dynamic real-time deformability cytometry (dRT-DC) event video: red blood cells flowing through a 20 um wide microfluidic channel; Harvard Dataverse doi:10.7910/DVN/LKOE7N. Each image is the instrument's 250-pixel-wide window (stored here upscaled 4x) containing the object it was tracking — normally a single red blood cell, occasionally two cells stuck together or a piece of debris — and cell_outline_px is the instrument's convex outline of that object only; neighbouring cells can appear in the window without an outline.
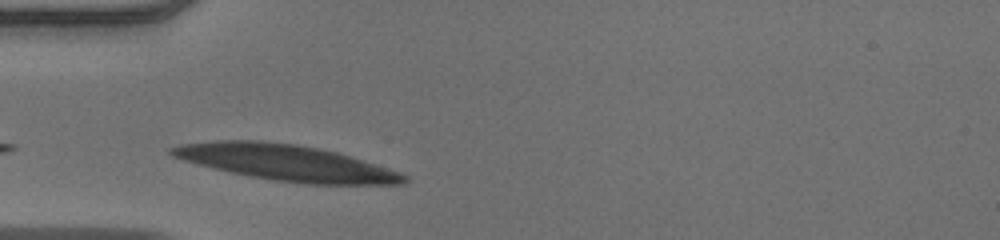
{"species": "human", "species_latin": "Homo sapiens", "temperature_condition": "warm", "stored_images_in_passage": 28, "camera_frame_rate_fps": 3000, "um_per_image_px": 0.085, "donor": {"sex": "male"}, "frame": {"image": 1, "passage_image": 1, "time_ms": 0.0, "image_size_px": [1000, 240], "cell_outline_px": [[408, 180], [400, 184], [304, 184], [272, 180], [232, 172], [200, 164], [176, 156], [168, 152], [168, 148], [184, 144], [220, 140], [256, 140], [296, 144], [336, 152], [400, 172], [408, 176]], "centroid_in_image_um": [24.37, 13.83], "position_along_channel_um": 60.6, "area_um2": 47.57}}
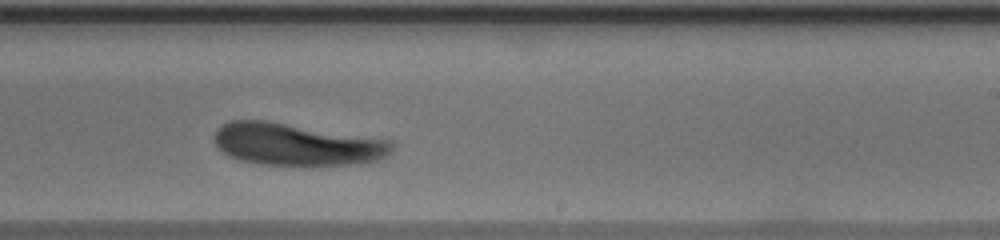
{"frame": {"image": 2, "passage_image": 17, "time_ms": 5.333, "image_size_px": [1000, 240], "cell_outline_px": [[392, 148], [384, 156], [376, 160], [360, 164], [260, 164], [240, 160], [224, 152], [216, 144], [216, 128], [232, 120], [264, 120], [388, 140], [392, 144]], "centroid_in_image_um": [25.17, 12.26], "position_along_channel_um": 263.8, "area_um2": 42.48}}
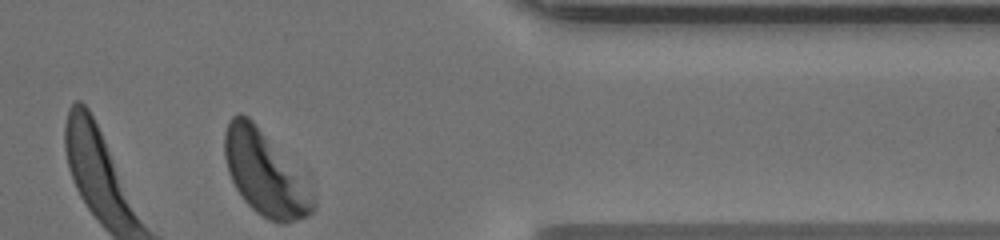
{"frame": {"image": 3, "passage_image": 28, "time_ms": 9.0, "image_size_px": [1000, 240], "cell_outline_px": [[316, 208], [312, 212], [296, 220], [284, 224], [280, 224], [268, 220], [256, 212], [244, 200], [236, 188], [228, 172], [224, 156], [224, 132], [228, 120], [236, 112], [240, 112], [248, 116], [256, 124], [316, 204]], "centroid_in_image_um": [22.35, 14.75], "position_along_channel_um": 389.0, "area_um2": 40.75}, "authors_computed_cell_mechanics": {"area_um2": 44.1592, "velocity_mm_per_s": 3.8856, "shape_relaxation_time_tau1_ms": 4.6142, "shape_relaxation_time_tau2_ms": 3.3465, "deformation_change_tau1": 0.1838, "deformation_change_tau2": 0.1072}}